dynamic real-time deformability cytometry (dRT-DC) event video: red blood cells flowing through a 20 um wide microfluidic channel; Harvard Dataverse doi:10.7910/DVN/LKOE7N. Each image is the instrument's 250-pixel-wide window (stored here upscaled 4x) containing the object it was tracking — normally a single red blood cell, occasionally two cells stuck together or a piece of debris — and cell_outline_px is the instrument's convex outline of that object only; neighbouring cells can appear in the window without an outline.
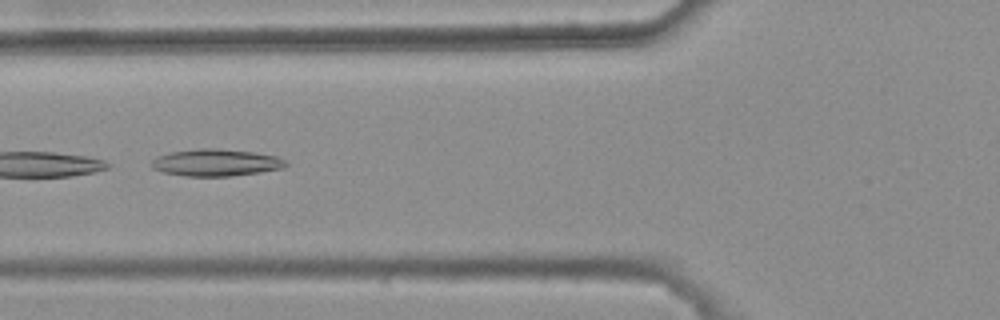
{"species": "common noctule bat (a hibernating species)", "species_latin": "Nyctalus noctula", "temperature_condition": "warm", "stored_images_in_passage": 7, "camera_frame_rate_fps": 3000, "um_per_image_px": 0.085, "animal": {"sex": "female", "body_mass_g": 25.1}, "frame": {"image": 1, "passage_image": 5, "time_ms": 1.333, "image_size_px": [1000, 320], "cell_outline_px": [[288, 164], [280, 168], [260, 172], [228, 176], [184, 176], [164, 172], [152, 168], [148, 164], [156, 156], [172, 152], [196, 148], [220, 148], [252, 152], [276, 156], [284, 160]], "centroid_in_image_um": [18.29, 13.81], "position_along_channel_um": 107.5, "area_um2": 21.1}}
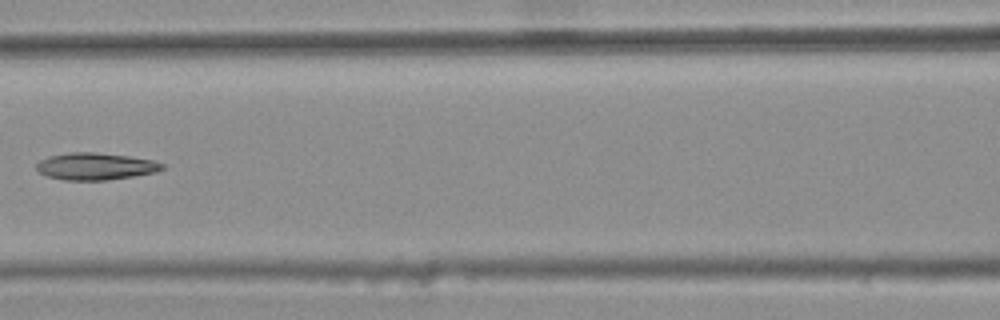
{"frame": {"image": 2, "passage_image": 6, "time_ms": 1.667, "image_size_px": [1000, 320], "cell_outline_px": [[164, 168], [156, 172], [108, 180], [64, 180], [48, 176], [40, 172], [36, 168], [36, 164], [40, 160], [48, 156], [68, 152], [96, 152], [128, 156], [152, 160], [164, 164]], "centroid_in_image_um": [8.1, 14.13], "position_along_channel_um": 158.5, "area_um2": 19.77}}
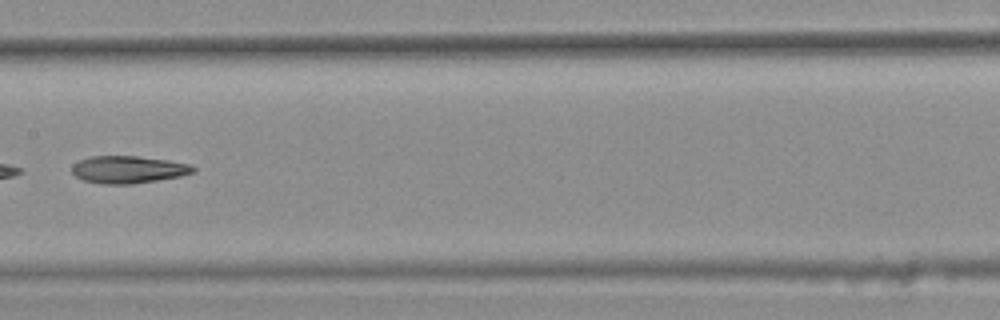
{"frame": {"image": 3, "passage_image": 7, "time_ms": 2.0, "image_size_px": [1000, 320], "cell_outline_px": [[196, 172], [180, 176], [132, 184], [100, 184], [84, 180], [76, 176], [72, 172], [72, 164], [80, 160], [92, 156], [136, 156], [168, 160], [192, 164], [196, 168]], "centroid_in_image_um": [10.92, 14.41], "position_along_channel_um": 196.5, "area_um2": 19.36}}